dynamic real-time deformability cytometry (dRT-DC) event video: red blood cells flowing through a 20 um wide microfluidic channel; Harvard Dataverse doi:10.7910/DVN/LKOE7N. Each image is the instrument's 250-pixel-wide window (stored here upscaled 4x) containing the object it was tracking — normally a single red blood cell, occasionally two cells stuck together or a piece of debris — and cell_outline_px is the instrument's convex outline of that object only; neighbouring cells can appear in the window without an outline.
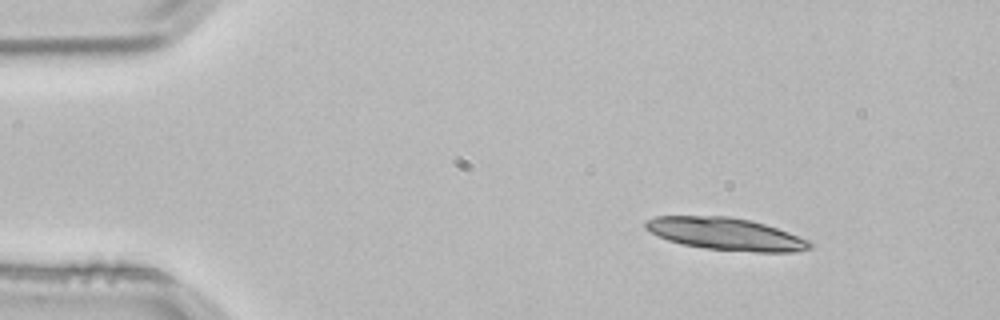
{"species": "common noctule bat (a hibernating species)", "species_latin": "Nyctalus noctula", "temperature_condition": "room temperature", "stored_images_in_passage": 3, "camera_frame_rate_fps": 3000, "um_per_image_px": 0.085, "animal": {"sex": "male", "body_mass_g": 21.5, "forearm_length_mm": 52.0}, "frame": {"image": 1, "passage_image": 1, "time_ms": 0.0, "image_size_px": [1000, 320], "cell_outline_px": [[812, 244], [808, 248], [800, 252], [756, 252], [704, 248], [684, 244], [668, 240], [644, 228], [644, 220], [656, 216], [732, 216], [752, 220], [788, 232], [808, 240]], "centroid_in_image_um": [61.68, 19.87], "position_along_channel_um": 23.3, "area_um2": 30.81}}
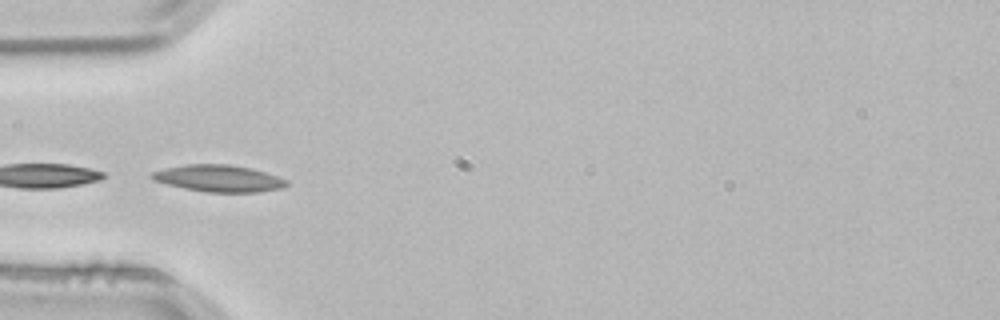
{"frame": {"image": 2, "passage_image": 3, "time_ms": 0.667, "image_size_px": [1000, 320], "cell_outline_px": [[288, 184], [280, 188], [260, 192], [208, 192], [184, 188], [152, 180], [148, 176], [152, 172], [164, 168], [184, 164], [228, 164], [252, 168], [288, 180]], "centroid_in_image_um": [18.56, 15.15], "position_along_channel_um": 66.4, "area_um2": 21.04}}